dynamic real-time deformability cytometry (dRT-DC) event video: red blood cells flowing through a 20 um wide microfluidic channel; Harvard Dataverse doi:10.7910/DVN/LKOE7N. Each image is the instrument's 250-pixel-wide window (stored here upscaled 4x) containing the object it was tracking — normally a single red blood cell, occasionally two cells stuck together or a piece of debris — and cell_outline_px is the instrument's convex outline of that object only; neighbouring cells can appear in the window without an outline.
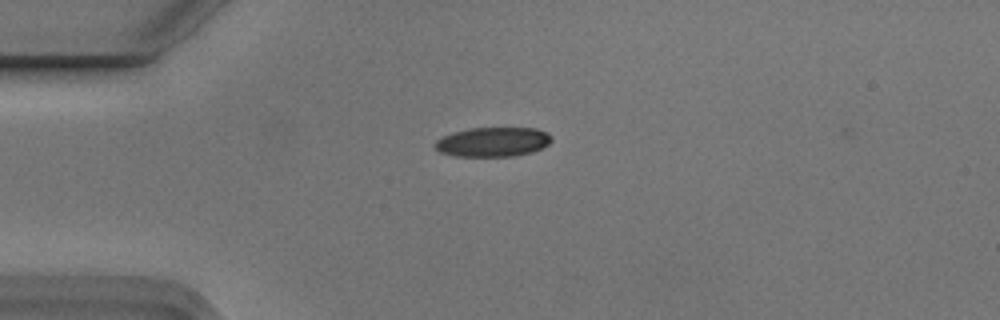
{"species": "Egyptian fruit bat (a non-hibernating species)", "species_latin": "Rousettus aegyptiacus", "temperature_condition": "cold", "stored_images_in_passage": 5, "camera_frame_rate_fps": 3000, "um_per_image_px": 0.085, "animal": {"sex": "male"}, "frame": {"image": 1, "passage_image": 1, "time_ms": 0.0, "image_size_px": [1000, 320], "cell_outline_px": [[552, 140], [548, 144], [532, 152], [516, 156], [452, 156], [440, 152], [432, 144], [436, 140], [452, 132], [472, 128], [536, 128], [548, 132], [552, 136]], "centroid_in_image_um": [41.89, 12.06], "position_along_channel_um": 43.1, "area_um2": 20.11}}
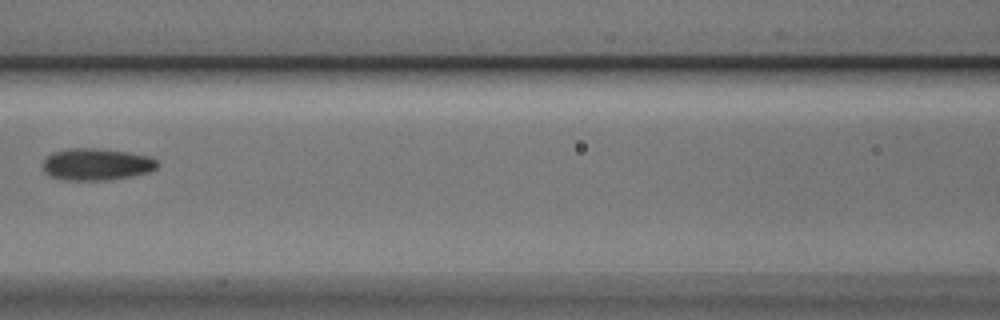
{"frame": {"image": 2, "passage_image": 4, "time_ms": 1.0, "image_size_px": [1000, 320], "cell_outline_px": [[156, 168], [148, 172], [132, 176], [112, 180], [64, 180], [48, 176], [44, 172], [44, 160], [52, 152], [72, 148], [96, 148], [128, 152], [148, 156], [156, 160]], "centroid_in_image_um": [8.17, 13.98], "position_along_channel_um": 158.4, "area_um2": 21.27}}
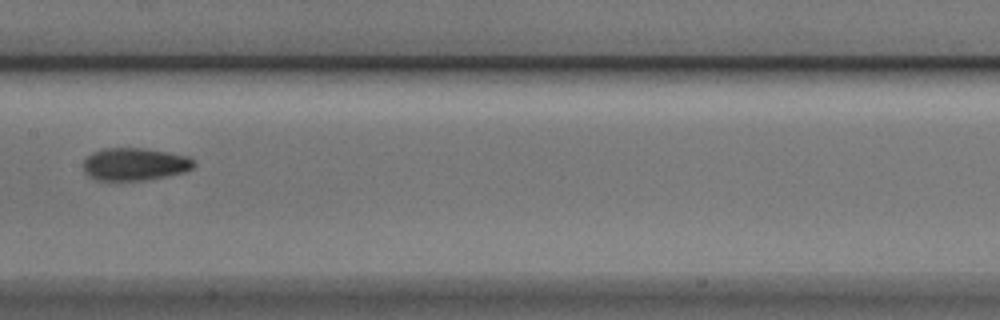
{"frame": {"image": 3, "passage_image": 5, "time_ms": 1.333, "image_size_px": [1000, 320], "cell_outline_px": [[196, 164], [192, 168], [184, 172], [168, 176], [144, 180], [96, 180], [88, 176], [84, 172], [84, 160], [92, 152], [104, 148], [144, 148], [168, 152], [188, 156], [196, 160]], "centroid_in_image_um": [11.47, 13.95], "position_along_channel_um": 195.9, "area_um2": 21.15}}